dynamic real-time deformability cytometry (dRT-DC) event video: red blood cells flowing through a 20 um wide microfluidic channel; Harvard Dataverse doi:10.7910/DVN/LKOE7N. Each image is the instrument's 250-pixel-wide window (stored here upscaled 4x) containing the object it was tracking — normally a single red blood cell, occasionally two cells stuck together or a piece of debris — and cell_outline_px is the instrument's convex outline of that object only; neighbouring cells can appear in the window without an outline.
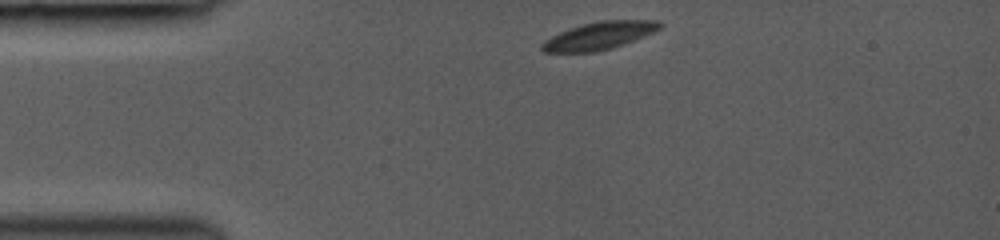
{"species": "common noctule bat (a hibernating species)", "species_latin": "Nyctalus noctula", "temperature_condition": "room temperature", "stored_images_in_passage": 28, "camera_frame_rate_fps": 3000, "um_per_image_px": 0.085, "animal": {"sex": "female", "body_mass_g": 19.0, "forearm_length_mm": 53.3}, "frame": {"image": 1, "passage_image": 1, "time_ms": 0.0, "image_size_px": [1000, 240], "cell_outline_px": [[664, 24], [660, 28], [652, 32], [624, 44], [612, 48], [596, 52], [544, 52], [540, 48], [540, 44], [544, 40], [560, 32], [580, 24], [600, 20], [656, 20]], "centroid_in_image_um": [50.9, 3.03], "position_along_channel_um": 34.1, "area_um2": 18.96}}
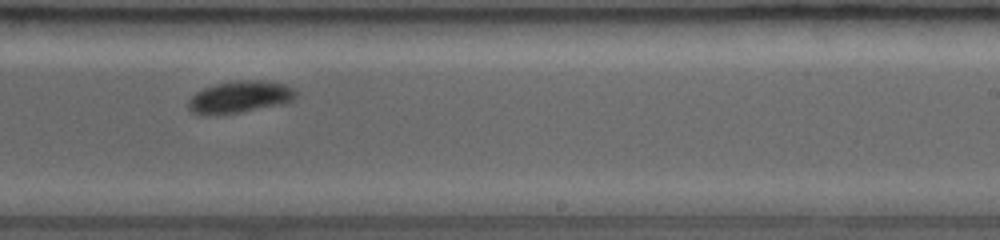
{"frame": {"image": 2, "passage_image": 17, "time_ms": 6.667, "image_size_px": [1000, 240], "cell_outline_px": [[296, 96], [292, 100], [280, 104], [240, 112], [216, 116], [196, 116], [188, 108], [188, 100], [196, 92], [204, 88], [216, 84], [236, 80], [264, 80], [284, 84], [296, 88]], "centroid_in_image_um": [20.33, 8.26], "position_along_channel_um": 268.7, "area_um2": 20.35}}
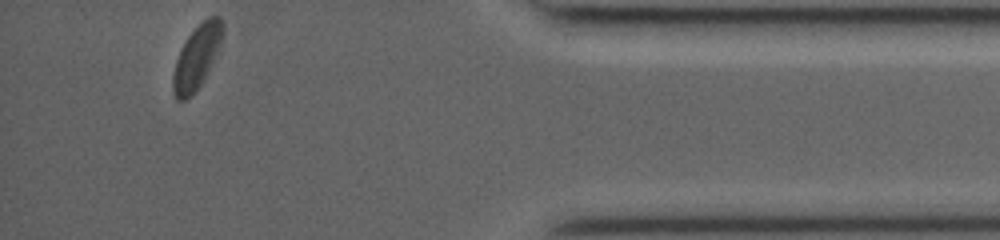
{"frame": {"image": 3, "passage_image": 28, "time_ms": 11.0, "image_size_px": [1000, 240], "cell_outline_px": [[224, 32], [216, 52], [200, 84], [184, 100], [176, 100], [172, 92], [172, 76], [176, 60], [188, 36], [208, 16], [220, 16], [224, 24]], "centroid_in_image_um": [16.71, 4.82], "position_along_channel_um": 418.5, "area_um2": 17.63}, "authors_computed_cell_mechanics": {"area_um2": 19.8832, "velocity_mm_per_s": 4.1617, "shape_relaxation_time_tau1_ms": 2.0713, "shape_relaxation_time_tau2_ms": 0.1317, "deformation_change_tau1": 0.0879, "deformation_change_tau2": 0.0168}}